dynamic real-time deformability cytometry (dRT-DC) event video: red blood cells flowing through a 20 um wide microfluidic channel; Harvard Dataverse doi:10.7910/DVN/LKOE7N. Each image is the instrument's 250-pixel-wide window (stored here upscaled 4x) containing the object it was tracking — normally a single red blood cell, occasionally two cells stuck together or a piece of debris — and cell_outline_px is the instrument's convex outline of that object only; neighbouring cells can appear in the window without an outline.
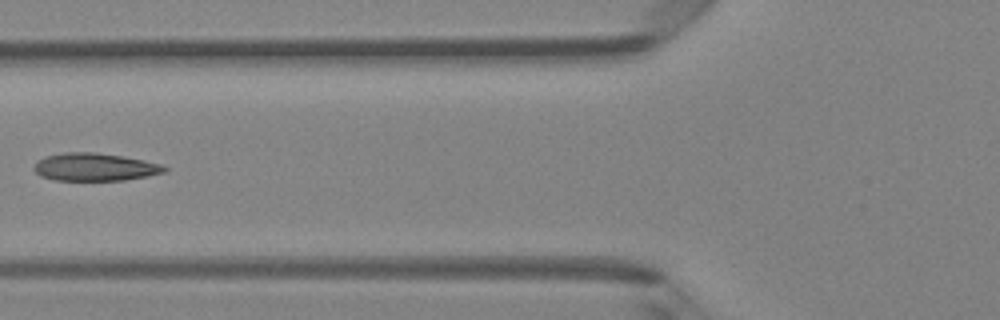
{"species": "Egyptian fruit bat (a non-hibernating species)", "species_latin": "Rousettus aegyptiacus", "temperature_condition": "room temperature", "stored_images_in_passage": 6, "camera_frame_rate_fps": 3000, "um_per_image_px": 0.085, "animal": {"sex": "female"}, "frame": {"image": 1, "passage_image": 5, "time_ms": 1.333, "image_size_px": [1000, 320], "cell_outline_px": [[168, 168], [164, 172], [148, 176], [124, 180], [52, 180], [40, 176], [32, 168], [44, 156], [64, 152], [92, 152], [120, 156], [144, 160], [160, 164]], "centroid_in_image_um": [8.03, 14.2], "position_along_channel_um": 117.8, "area_um2": 20.98}}
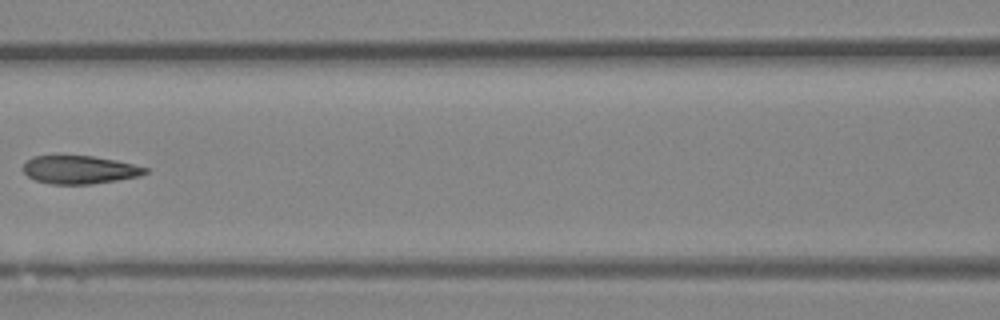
{"frame": {"image": 2, "passage_image": 6, "time_ms": 1.667, "image_size_px": [1000, 320], "cell_outline_px": [[148, 172], [140, 176], [92, 184], [52, 184], [36, 180], [28, 176], [24, 172], [24, 164], [32, 156], [92, 156], [116, 160], [148, 168]], "centroid_in_image_um": [6.78, 14.43], "position_along_channel_um": 159.8, "area_um2": 19.83}}